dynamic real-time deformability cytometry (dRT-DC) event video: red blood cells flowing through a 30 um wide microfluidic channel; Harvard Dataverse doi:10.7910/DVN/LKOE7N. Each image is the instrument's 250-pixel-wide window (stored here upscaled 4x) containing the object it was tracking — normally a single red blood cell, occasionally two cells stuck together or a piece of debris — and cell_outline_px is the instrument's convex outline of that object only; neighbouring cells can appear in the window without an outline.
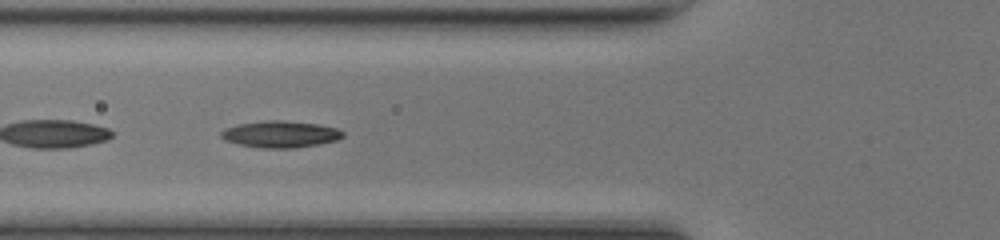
{"species": "common noctule bat (a hibernating species)", "species_latin": "Nyctalus noctula", "temperature_condition": "room temperature", "stored_images_in_passage": 43, "camera_frame_rate_fps": 3000, "um_per_image_px": 0.085, "animal": {"sex": "female", "body_mass_g": 17.0, "forearm_length_mm": 48.0}, "frame": {"image": 1, "passage_image": 16, "time_ms": 5.0, "image_size_px": [1000, 240], "cell_outline_px": [[344, 136], [336, 140], [320, 144], [296, 148], [264, 148], [240, 144], [224, 140], [220, 136], [220, 132], [224, 128], [236, 124], [264, 120], [280, 120], [316, 124], [336, 128], [344, 132]], "centroid_in_image_um": [23.81, 11.4], "position_along_channel_um": 102.0, "area_um2": 18.96}}
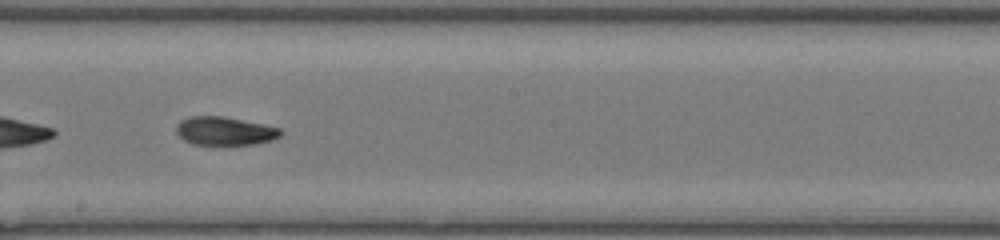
{"frame": {"image": 2, "passage_image": 25, "time_ms": 8.0, "image_size_px": [1000, 240], "cell_outline_px": [[284, 132], [280, 136], [272, 140], [256, 144], [224, 148], [192, 144], [184, 140], [176, 132], [176, 124], [180, 120], [192, 116], [224, 116], [264, 124], [280, 128]], "centroid_in_image_um": [19.11, 11.19], "position_along_channel_um": 229.1, "area_um2": 18.26}}
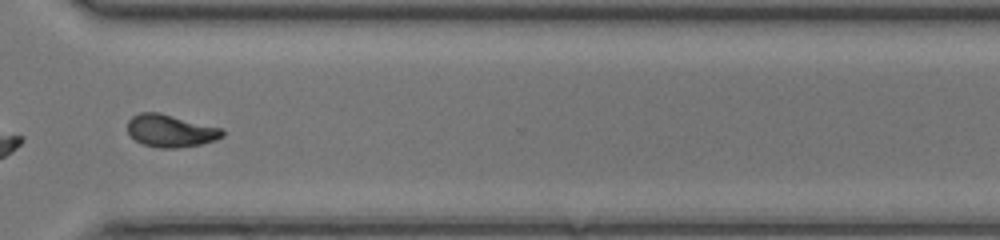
{"frame": {"image": 3, "passage_image": 34, "time_ms": 11.0, "image_size_px": [1000, 240], "cell_outline_px": [[224, 136], [216, 140], [200, 144], [176, 148], [160, 148], [144, 144], [136, 140], [128, 132], [128, 120], [132, 116], [140, 112], [160, 112], [224, 128]], "centroid_in_image_um": [14.54, 11.1], "position_along_channel_um": 356.1, "area_um2": 18.09}, "authors_computed_cell_mechanics": {"area_um2": 18.3226, "velocity_mm_per_s": 4.2374, "shape_relaxation_time_tau1_ms": 7.1843, "shape_relaxation_time_tau2_ms": 2.7509, "deformation_change_tau1": 0.2096, "deformation_change_tau2": 0.0833}}